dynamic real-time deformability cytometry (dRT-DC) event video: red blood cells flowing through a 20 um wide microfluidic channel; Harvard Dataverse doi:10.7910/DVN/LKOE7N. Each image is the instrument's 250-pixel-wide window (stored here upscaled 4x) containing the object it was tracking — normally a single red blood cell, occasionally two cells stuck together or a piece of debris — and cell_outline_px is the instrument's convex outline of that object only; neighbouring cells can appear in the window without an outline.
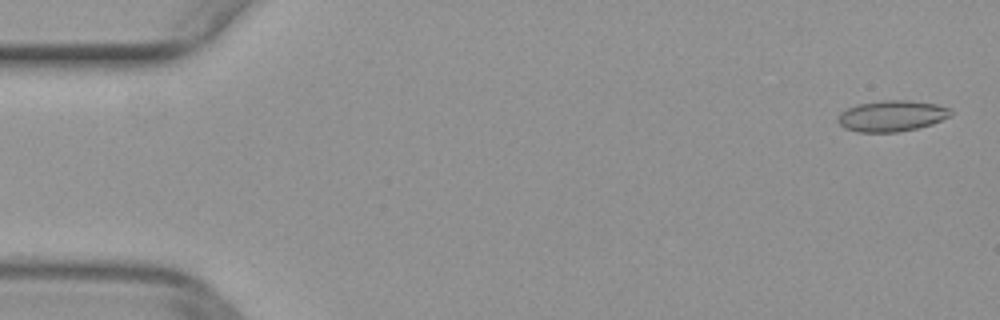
{"species": "common noctule bat (a hibernating species)", "species_latin": "Nyctalus noctula", "temperature_condition": "warm", "stored_images_in_passage": 10, "camera_frame_rate_fps": 3000, "um_per_image_px": 0.085, "animal": {"sex": "female", "body_mass_g": 29.2, "forearm_length_mm": 56.3}, "frame": {"image": 1, "passage_image": 1, "time_ms": 0.0, "image_size_px": [1000, 320], "cell_outline_px": [[952, 112], [948, 116], [932, 124], [916, 128], [896, 132], [856, 132], [844, 128], [836, 120], [836, 116], [840, 112], [856, 104], [880, 100], [908, 100], [936, 104], [948, 108]], "centroid_in_image_um": [75.72, 9.85], "position_along_channel_um": 9.3, "area_um2": 20.4}}